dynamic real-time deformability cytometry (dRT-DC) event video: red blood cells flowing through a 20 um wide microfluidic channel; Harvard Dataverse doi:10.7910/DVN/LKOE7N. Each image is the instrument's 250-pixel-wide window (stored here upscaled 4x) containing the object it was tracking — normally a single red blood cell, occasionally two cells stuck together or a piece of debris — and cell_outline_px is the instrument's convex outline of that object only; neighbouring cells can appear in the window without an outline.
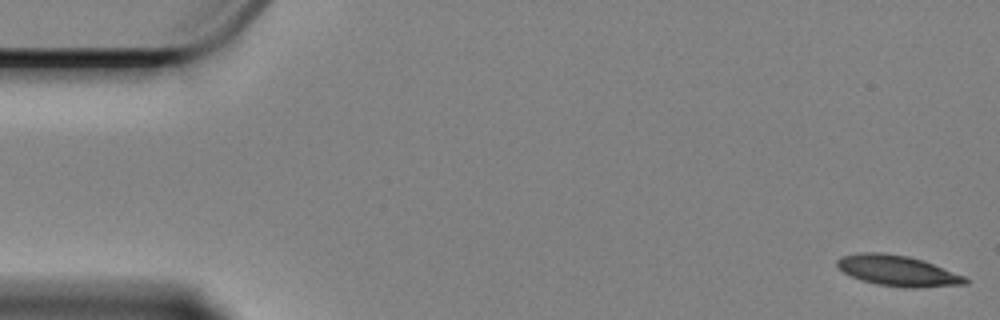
{"species": "Egyptian fruit bat (a non-hibernating species)", "species_latin": "Rousettus aegyptiacus", "temperature_condition": "cold", "stored_images_in_passage": 58, "camera_frame_rate_fps": 3000, "um_per_image_px": 0.085, "animal": {"sex": "female"}, "frame": {"image": 1, "passage_image": 1, "time_ms": 0.0, "image_size_px": [1000, 320], "cell_outline_px": [[972, 280], [968, 284], [916, 288], [904, 288], [876, 284], [860, 280], [836, 268], [836, 260], [840, 256], [860, 252], [880, 252], [908, 256], [924, 260], [964, 276]], "centroid_in_image_um": [76.3, 23.01], "position_along_channel_um": 8.7, "area_um2": 23.24}}
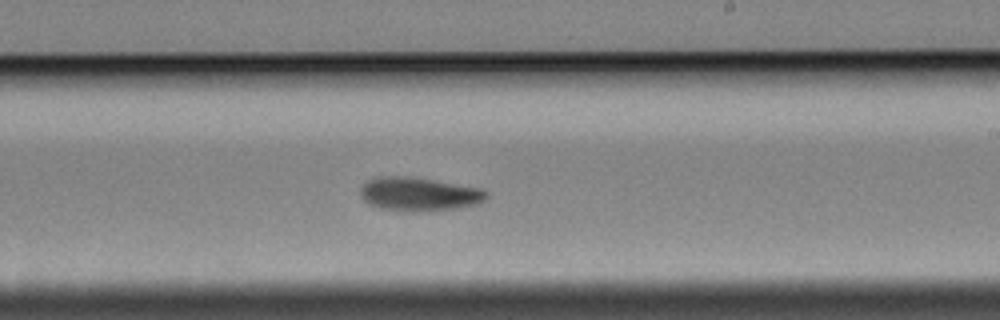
{"frame": {"image": 2, "passage_image": 34, "time_ms": 11.0, "image_size_px": [1000, 320], "cell_outline_px": [[488, 196], [480, 204], [456, 208], [408, 212], [404, 212], [380, 208], [368, 204], [360, 196], [360, 188], [368, 180], [376, 176], [408, 176], [480, 188], [488, 192]], "centroid_in_image_um": [35.58, 16.5], "position_along_channel_um": 253.4, "area_um2": 24.8}}
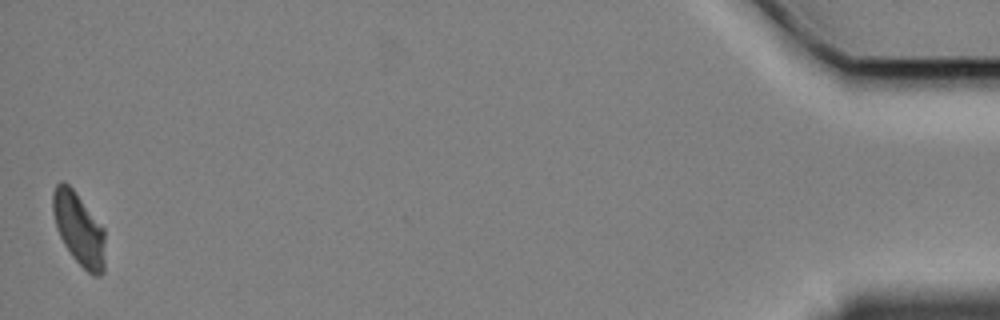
{"frame": {"image": 3, "passage_image": 58, "time_ms": 19.0, "image_size_px": [1000, 320], "cell_outline_px": [[104, 272], [100, 276], [92, 276], [72, 256], [64, 244], [56, 228], [52, 212], [52, 192], [56, 184], [60, 180], [64, 180], [72, 188], [104, 228]], "centroid_in_image_um": [6.68, 19.45], "position_along_channel_um": 428.5, "area_um2": 22.14}, "authors_computed_cell_mechanics": {"area_um2": 23.3223, "velocity_mm_per_s": 3.3518, "shape_relaxation_time_tau1_ms": 6.1995, "shape_relaxation_time_tau2_ms": null, "deformation_change_tau1": 0.1426, "deformation_change_tau2": null}}